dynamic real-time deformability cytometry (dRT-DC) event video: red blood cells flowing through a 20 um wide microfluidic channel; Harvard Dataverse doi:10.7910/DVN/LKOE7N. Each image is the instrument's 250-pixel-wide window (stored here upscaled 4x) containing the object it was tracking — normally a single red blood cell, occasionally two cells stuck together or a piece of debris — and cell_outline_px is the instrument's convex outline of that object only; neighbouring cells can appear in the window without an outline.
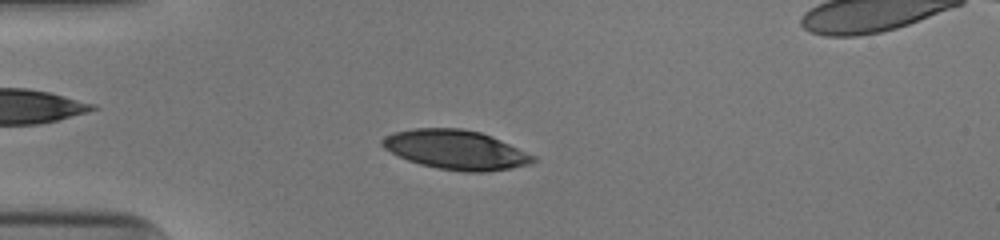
{"species": "human", "species_latin": "Homo sapiens", "temperature_condition": "cold", "stored_images_in_passage": 47, "camera_frame_rate_fps": 3000, "um_per_image_px": 0.085, "donor": {"sex": "male"}, "frame": {"image": 1, "passage_image": 8, "time_ms": 2.333, "image_size_px": [1000, 240], "cell_outline_px": [[536, 160], [528, 164], [488, 172], [464, 172], [436, 168], [420, 164], [408, 160], [384, 148], [380, 144], [380, 140], [384, 136], [392, 132], [416, 128], [460, 128], [480, 132], [536, 156]], "centroid_in_image_um": [38.69, 12.73], "position_along_channel_um": 46.3, "area_um2": 34.28}}
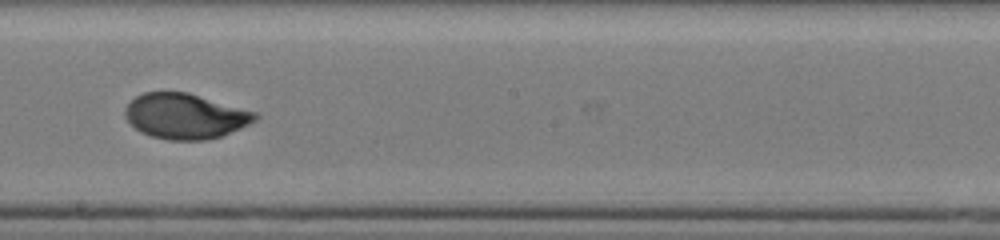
{"frame": {"image": 2, "passage_image": 24, "time_ms": 7.667, "image_size_px": [1000, 240], "cell_outline_px": [[260, 116], [256, 120], [240, 128], [220, 136], [204, 140], [168, 140], [152, 136], [140, 132], [124, 116], [124, 108], [136, 96], [144, 92], [188, 92], [256, 112]], "centroid_in_image_um": [15.73, 9.86], "position_along_channel_um": 232.5, "area_um2": 34.16}}
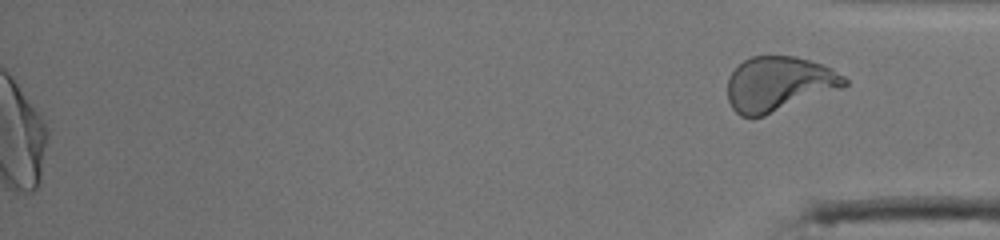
{"frame": {"image": 3, "passage_image": 47, "time_ms": 15.333, "image_size_px": [1000, 240], "cell_outline_px": [[848, 84], [844, 88], [764, 116], [740, 116], [732, 108], [728, 100], [728, 76], [744, 60], [752, 56], [796, 56], [820, 64], [844, 76], [848, 80]], "centroid_in_image_um": [66.2, 7.14], "position_along_channel_um": 369.0, "area_um2": 37.22}, "authors_computed_cell_mechanics": {"area_um2": 34.8534, "velocity_mm_per_s": 3.9401, "shape_relaxation_time_tau1_ms": 4.4107, "shape_relaxation_time_tau2_ms": null, "deformation_change_tau1": 0.2062, "deformation_change_tau2": null}}